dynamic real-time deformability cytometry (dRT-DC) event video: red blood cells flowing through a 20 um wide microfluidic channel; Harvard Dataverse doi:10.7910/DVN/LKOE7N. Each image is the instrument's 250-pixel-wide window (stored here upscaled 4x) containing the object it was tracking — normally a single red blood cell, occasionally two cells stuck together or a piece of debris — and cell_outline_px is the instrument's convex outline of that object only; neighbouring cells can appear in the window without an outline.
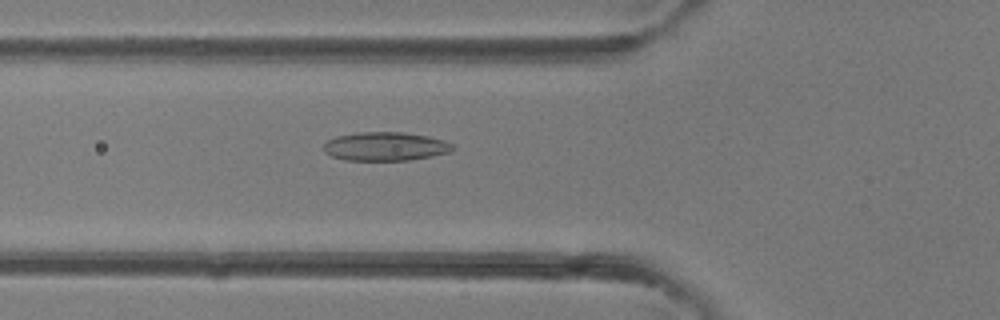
{"species": "common noctule bat (a hibernating species)", "species_latin": "Nyctalus noctula", "temperature_condition": "room temperature", "stored_images_in_passage": 42, "camera_frame_rate_fps": 3000, "um_per_image_px": 0.085, "animal": {"sex": "female"}, "frame": {"image": 1, "passage_image": 15, "time_ms": 4.667, "image_size_px": [1000, 320], "cell_outline_px": [[456, 148], [448, 152], [432, 156], [408, 160], [344, 160], [332, 156], [324, 152], [324, 144], [328, 140], [336, 136], [360, 132], [404, 132], [428, 136], [444, 140], [452, 144]], "centroid_in_image_um": [32.76, 12.44], "position_along_channel_um": 93.0, "area_um2": 21.56}}
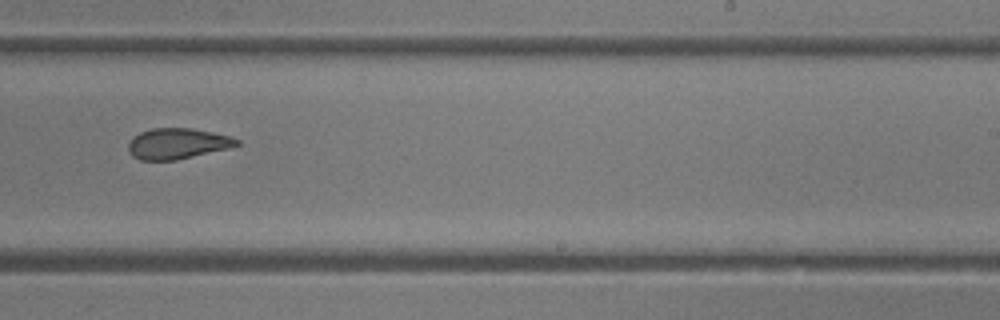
{"frame": {"image": 2, "passage_image": 26, "time_ms": 8.333, "image_size_px": [1000, 320], "cell_outline_px": [[240, 144], [232, 148], [176, 160], [140, 160], [132, 156], [128, 152], [128, 144], [140, 132], [152, 128], [192, 128], [232, 136], [240, 140]], "centroid_in_image_um": [15.13, 12.21], "position_along_channel_um": 273.9, "area_um2": 19.59}}
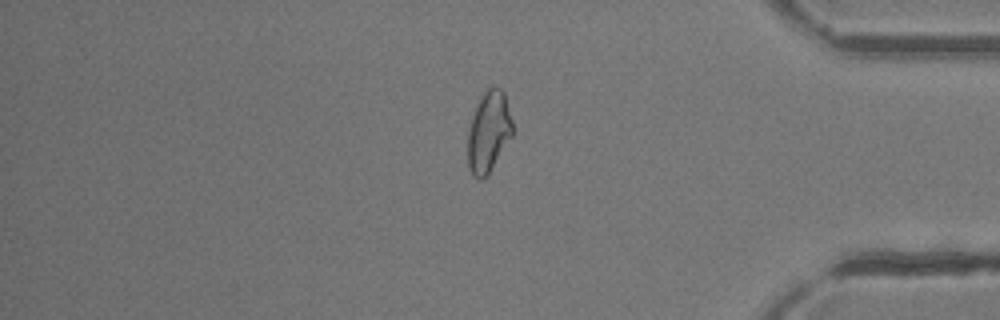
{"frame": {"image": 3, "passage_image": 35, "time_ms": 11.333, "image_size_px": [1000, 320], "cell_outline_px": [[512, 136], [488, 176], [480, 180], [472, 176], [468, 168], [468, 128], [476, 104], [480, 96], [492, 84], [496, 84], [504, 92], [512, 120]], "centroid_in_image_um": [41.52, 11.2], "position_along_channel_um": 393.7, "area_um2": 21.56}}